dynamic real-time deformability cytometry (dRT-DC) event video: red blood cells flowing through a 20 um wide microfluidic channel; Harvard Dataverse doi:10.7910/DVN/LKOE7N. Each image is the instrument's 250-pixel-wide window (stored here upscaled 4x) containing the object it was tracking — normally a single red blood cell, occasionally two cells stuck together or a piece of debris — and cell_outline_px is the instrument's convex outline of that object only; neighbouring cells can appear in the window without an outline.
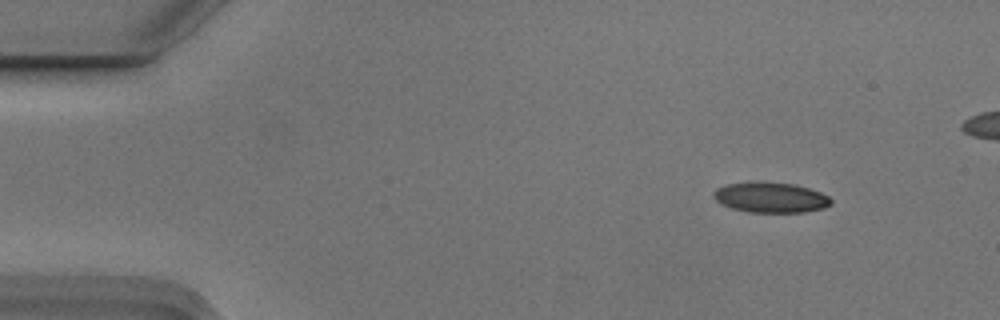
{"species": "Egyptian fruit bat (a non-hibernating species)", "species_latin": "Rousettus aegyptiacus", "temperature_condition": "cold", "stored_images_in_passage": 4, "camera_frame_rate_fps": 3000, "um_per_image_px": 0.085, "animal": {"sex": "male"}, "frame": {"image": 1, "passage_image": 1, "time_ms": 0.0, "image_size_px": [1000, 320], "cell_outline_px": [[832, 204], [824, 208], [804, 212], [752, 212], [732, 208], [716, 200], [712, 196], [712, 192], [716, 188], [728, 184], [792, 184], [808, 188], [820, 192], [828, 196], [832, 200]], "centroid_in_image_um": [65.54, 16.82], "position_along_channel_um": 19.5, "area_um2": 19.94}}